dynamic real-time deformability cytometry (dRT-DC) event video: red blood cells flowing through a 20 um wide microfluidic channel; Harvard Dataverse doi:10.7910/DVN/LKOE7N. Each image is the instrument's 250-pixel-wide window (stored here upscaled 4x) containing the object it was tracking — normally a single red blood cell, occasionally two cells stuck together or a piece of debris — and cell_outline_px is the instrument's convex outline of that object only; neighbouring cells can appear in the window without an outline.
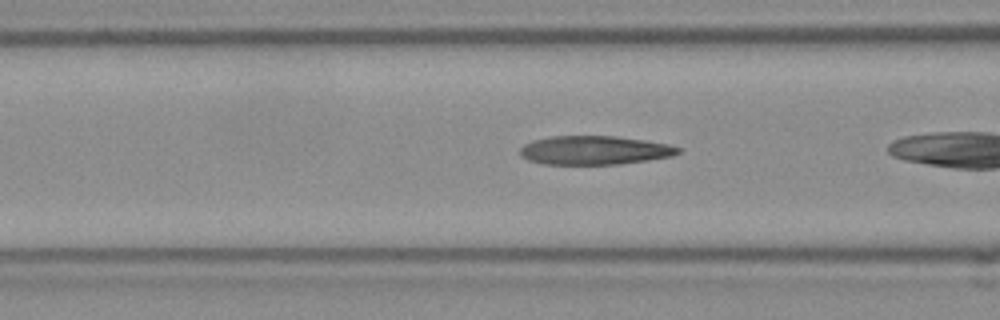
{"species": "Egyptian fruit bat (a non-hibernating species)", "species_latin": "Rousettus aegyptiacus", "temperature_condition": "room temperature", "stored_images_in_passage": 22, "camera_frame_rate_fps": 3000, "um_per_image_px": 0.085, "frame": {"image": 1, "passage_image": 4, "time_ms": 1.0, "image_size_px": [1000, 320], "cell_outline_px": [[680, 152], [672, 156], [648, 160], [620, 164], [544, 164], [528, 160], [520, 156], [520, 148], [524, 144], [532, 140], [552, 136], [616, 136], [644, 140], [668, 144], [680, 148]], "centroid_in_image_um": [50.51, 12.77], "position_along_channel_um": 116.1, "area_um2": 26.53}}
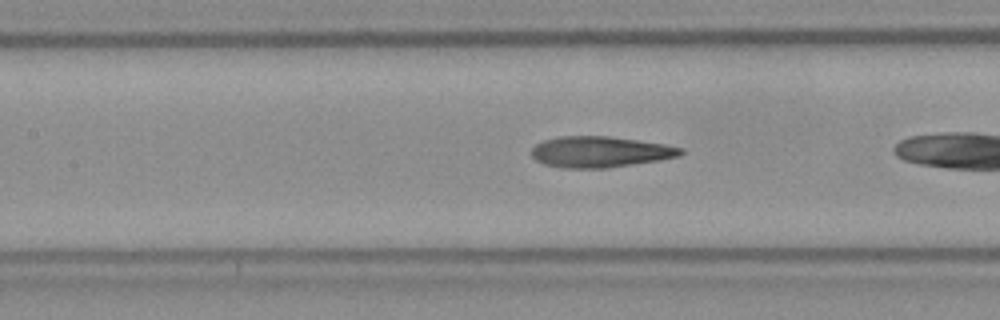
{"frame": {"image": 2, "passage_image": 7, "time_ms": 2.0, "image_size_px": [1000, 320], "cell_outline_px": [[684, 152], [680, 156], [660, 160], [604, 168], [560, 168], [544, 164], [536, 160], [532, 156], [532, 148], [536, 144], [544, 140], [560, 136], [608, 136], [664, 144], [684, 148]], "centroid_in_image_um": [51.0, 12.91], "position_along_channel_um": 156.4, "area_um2": 26.88}}